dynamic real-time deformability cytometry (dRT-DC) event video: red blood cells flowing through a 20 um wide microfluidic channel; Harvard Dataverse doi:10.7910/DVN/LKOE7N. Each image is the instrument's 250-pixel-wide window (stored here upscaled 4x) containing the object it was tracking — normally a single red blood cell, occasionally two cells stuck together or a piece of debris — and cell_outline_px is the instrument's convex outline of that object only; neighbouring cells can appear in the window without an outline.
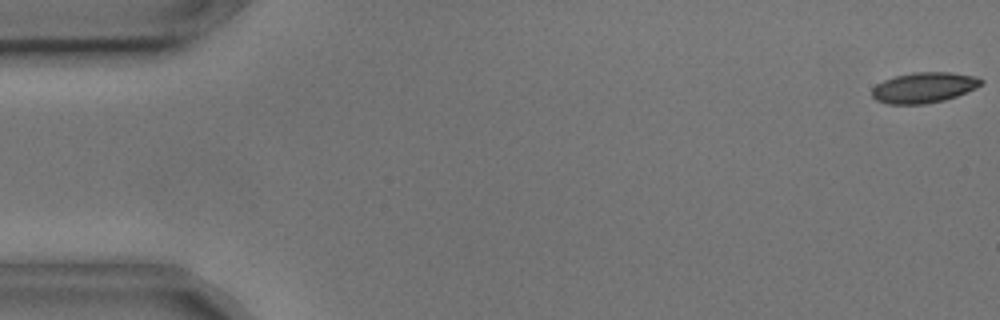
{"species": "common noctule bat (a hibernating species)", "species_latin": "Nyctalus noctula", "temperature_condition": "cold", "stored_images_in_passage": 2, "camera_frame_rate_fps": 3000, "um_per_image_px": 0.085, "animal": {"sex": "male", "body_mass_g": 17.9, "forearm_length_mm": 54.2}, "frame": {"image": 1, "passage_image": 1, "time_ms": 0.0, "image_size_px": [1000, 320], "cell_outline_px": [[984, 84], [976, 88], [956, 96], [944, 100], [924, 104], [888, 104], [876, 100], [872, 96], [872, 88], [876, 84], [884, 80], [896, 76], [912, 72], [948, 72], [976, 76], [984, 80]], "centroid_in_image_um": [78.55, 7.44], "position_along_channel_um": 6.5, "area_um2": 19.48}}